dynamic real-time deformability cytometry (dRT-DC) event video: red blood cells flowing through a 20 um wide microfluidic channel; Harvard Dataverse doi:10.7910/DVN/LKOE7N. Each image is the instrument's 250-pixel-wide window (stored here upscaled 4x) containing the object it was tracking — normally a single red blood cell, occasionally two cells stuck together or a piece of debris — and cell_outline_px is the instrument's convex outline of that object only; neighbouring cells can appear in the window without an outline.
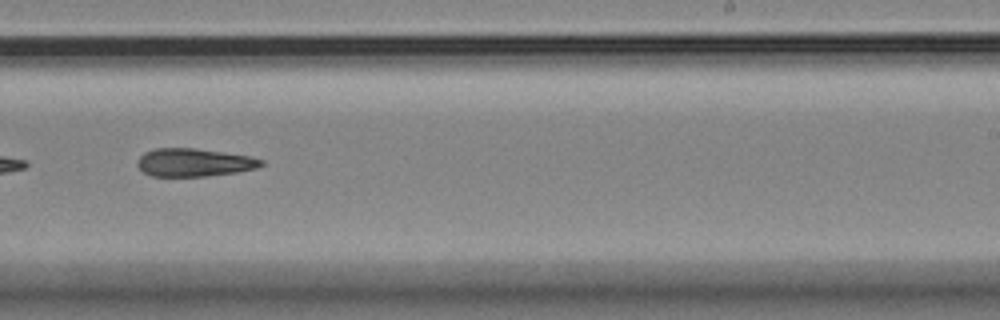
{"species": "Egyptian fruit bat (a non-hibernating species)", "species_latin": "Rousettus aegyptiacus", "temperature_condition": "room temperature", "stored_images_in_passage": 16, "camera_frame_rate_fps": 3000, "um_per_image_px": 0.085, "animal": {"sex": "female"}, "frame": {"image": 1, "passage_image": 10, "time_ms": 10.333, "image_size_px": [1000, 320], "cell_outline_px": [[264, 164], [256, 168], [236, 172], [208, 176], [152, 176], [144, 172], [136, 164], [136, 160], [144, 152], [152, 148], [196, 148], [252, 156], [264, 160]], "centroid_in_image_um": [16.49, 13.8], "position_along_channel_um": 272.5, "area_um2": 20.4}}
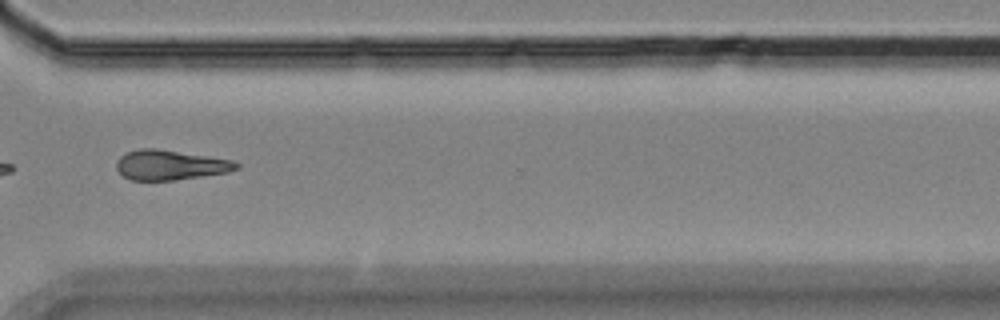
{"frame": {"image": 2, "passage_image": 12, "time_ms": 12.667, "image_size_px": [1000, 320], "cell_outline_px": [[240, 168], [228, 172], [172, 180], [132, 180], [124, 176], [116, 168], [116, 160], [120, 156], [128, 152], [140, 148], [156, 148], [232, 160], [240, 164]], "centroid_in_image_um": [14.46, 14.02], "position_along_channel_um": 356.1, "area_um2": 20.69}, "authors_computed_cell_mechanics": {"area_um2": 20.6635, "velocity_mm_per_s": 3.5842, "shape_relaxation_time_tau1_ms": 7.7562, "shape_relaxation_time_tau2_ms": 8.7104, "deformation_change_tau1": 0.1787, "deformation_change_tau2": 0.215}}